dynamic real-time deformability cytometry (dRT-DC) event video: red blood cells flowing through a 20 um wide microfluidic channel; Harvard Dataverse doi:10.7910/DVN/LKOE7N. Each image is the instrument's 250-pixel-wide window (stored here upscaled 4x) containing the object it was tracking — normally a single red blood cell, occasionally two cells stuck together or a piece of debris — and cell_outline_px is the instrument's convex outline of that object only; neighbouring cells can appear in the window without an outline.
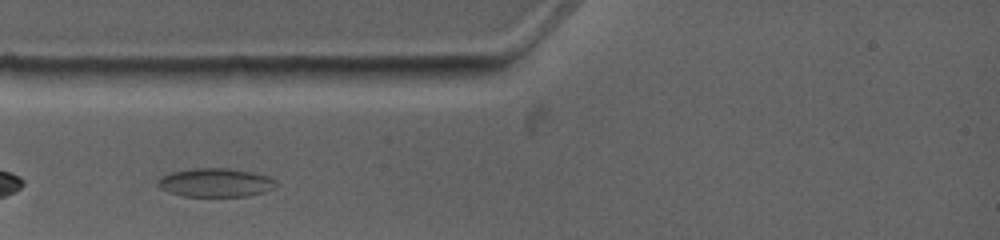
{"species": "common noctule bat (a hibernating species)", "species_latin": "Nyctalus noctula", "temperature_condition": "warm", "stored_images_in_passage": 4, "camera_frame_rate_fps": 4500, "um_per_image_px": 0.085, "animal": {"sex": "female", "body_mass_g": 19.0, "forearm_length_mm": 53.3}, "frame": {"image": 1, "passage_image": 1, "time_ms": 0.0, "image_size_px": [1000, 240], "cell_outline_px": [[276, 188], [264, 192], [248, 196], [184, 196], [168, 192], [160, 188], [156, 184], [156, 180], [160, 176], [172, 172], [192, 168], [228, 168], [252, 172], [268, 176], [276, 180]], "centroid_in_image_um": [18.31, 15.52], "position_along_channel_um": 66.7, "area_um2": 19.94}}
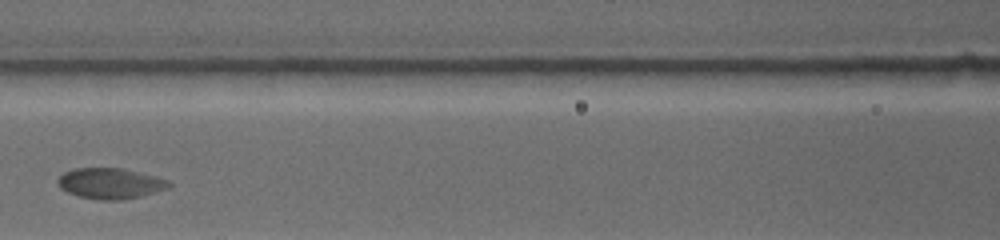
{"frame": {"image": 2, "passage_image": 3, "time_ms": 2.444, "image_size_px": [1000, 240], "cell_outline_px": [[172, 184], [168, 188], [140, 196], [124, 200], [96, 200], [76, 196], [60, 188], [56, 184], [56, 180], [64, 172], [76, 168], [120, 168], [168, 180]], "centroid_in_image_um": [9.31, 15.61], "position_along_channel_um": 157.3, "area_um2": 19.83}}
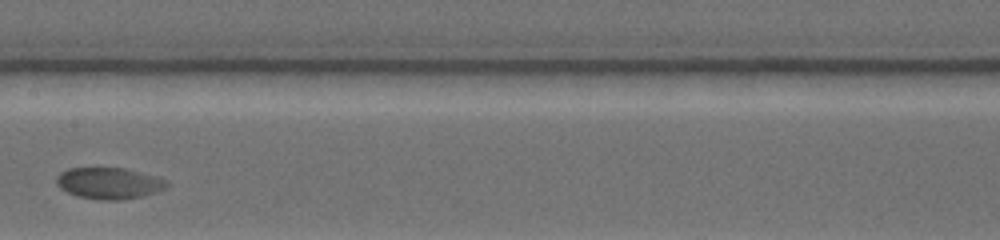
{"frame": {"image": 3, "passage_image": 4, "time_ms": 3.556, "image_size_px": [1000, 240], "cell_outline_px": [[168, 184], [164, 188], [156, 192], [144, 196], [124, 200], [96, 200], [76, 196], [60, 188], [56, 184], [56, 180], [60, 172], [68, 168], [124, 168], [164, 180]], "centroid_in_image_um": [9.2, 15.59], "position_along_channel_um": 198.2, "area_um2": 20.0}}